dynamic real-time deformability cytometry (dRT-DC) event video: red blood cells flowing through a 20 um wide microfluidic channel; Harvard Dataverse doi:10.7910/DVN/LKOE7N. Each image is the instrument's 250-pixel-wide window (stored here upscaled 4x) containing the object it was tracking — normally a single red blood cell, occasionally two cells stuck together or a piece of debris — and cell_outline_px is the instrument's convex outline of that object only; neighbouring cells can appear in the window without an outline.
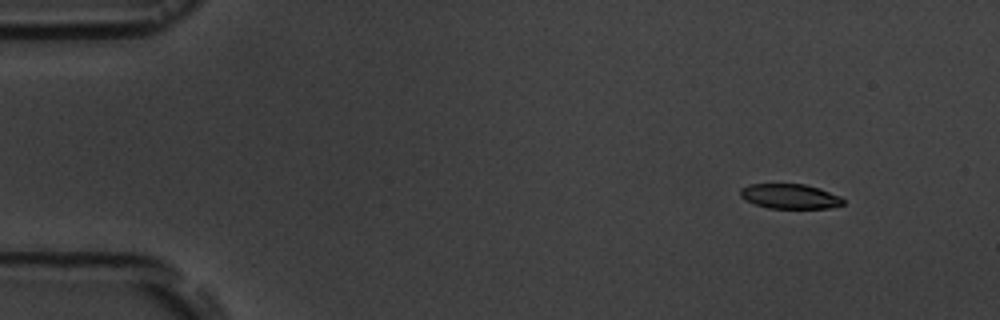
{"species": "common noctule bat (a hibernating species)", "species_latin": "Nyctalus noctula", "temperature_condition": "room temperature", "stored_images_in_passage": 4, "camera_frame_rate_fps": 3000, "um_per_image_px": 0.085, "animal": {"sex": "male", "body_mass_g": 19.5, "forearm_length_mm": 54.6}, "frame": {"image": 1, "passage_image": 1, "time_ms": 0.0, "image_size_px": [1000, 320], "cell_outline_px": [[844, 204], [828, 208], [768, 208], [756, 204], [740, 196], [740, 188], [748, 184], [804, 184], [840, 196], [844, 200]], "centroid_in_image_um": [67.12, 16.69], "position_along_channel_um": 17.9, "area_um2": 14.62}}
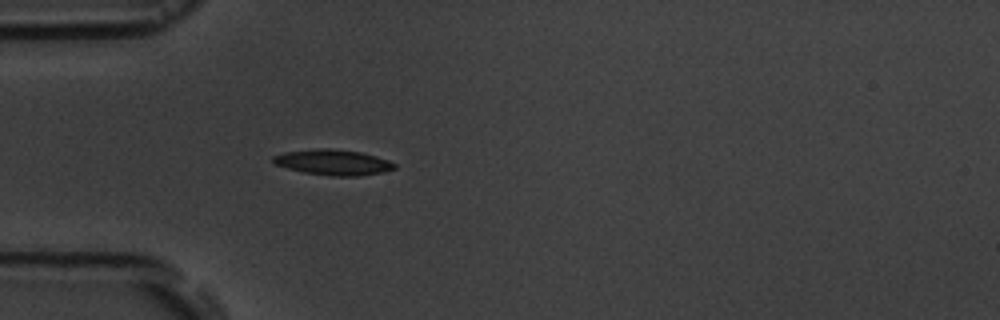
{"frame": {"image": 2, "passage_image": 4, "time_ms": 3.667, "image_size_px": [1000, 320], "cell_outline_px": [[396, 168], [380, 172], [356, 176], [332, 176], [304, 172], [272, 164], [272, 156], [284, 152], [320, 148], [332, 148], [360, 152], [376, 156], [388, 160], [396, 164]], "centroid_in_image_um": [28.28, 13.79], "position_along_channel_um": 56.7, "area_um2": 17.98}}